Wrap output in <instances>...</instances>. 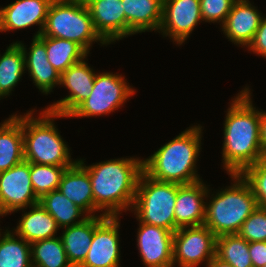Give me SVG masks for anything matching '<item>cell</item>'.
<instances>
[{
  "label": "cell",
  "instance_id": "1",
  "mask_svg": "<svg viewBox=\"0 0 266 267\" xmlns=\"http://www.w3.org/2000/svg\"><path fill=\"white\" fill-rule=\"evenodd\" d=\"M249 87L233 98L224 123L222 162L227 174L240 175L262 155L260 111L253 107Z\"/></svg>",
  "mask_w": 266,
  "mask_h": 267
},
{
  "label": "cell",
  "instance_id": "2",
  "mask_svg": "<svg viewBox=\"0 0 266 267\" xmlns=\"http://www.w3.org/2000/svg\"><path fill=\"white\" fill-rule=\"evenodd\" d=\"M94 198V212L103 210L104 216H119L121 211L132 210L141 173L143 159L118 158L86 166Z\"/></svg>",
  "mask_w": 266,
  "mask_h": 267
},
{
  "label": "cell",
  "instance_id": "3",
  "mask_svg": "<svg viewBox=\"0 0 266 267\" xmlns=\"http://www.w3.org/2000/svg\"><path fill=\"white\" fill-rule=\"evenodd\" d=\"M202 126H190L143 159V172L154 180L188 185L201 181L196 162L201 150Z\"/></svg>",
  "mask_w": 266,
  "mask_h": 267
},
{
  "label": "cell",
  "instance_id": "4",
  "mask_svg": "<svg viewBox=\"0 0 266 267\" xmlns=\"http://www.w3.org/2000/svg\"><path fill=\"white\" fill-rule=\"evenodd\" d=\"M33 111L21 115L24 160L36 164L73 166L78 160L71 159L70 148L53 120L68 116L43 110L38 118H34Z\"/></svg>",
  "mask_w": 266,
  "mask_h": 267
},
{
  "label": "cell",
  "instance_id": "5",
  "mask_svg": "<svg viewBox=\"0 0 266 267\" xmlns=\"http://www.w3.org/2000/svg\"><path fill=\"white\" fill-rule=\"evenodd\" d=\"M234 184L211 194L206 204L204 225L216 237L237 234L244 221L258 207L249 184L241 175H230Z\"/></svg>",
  "mask_w": 266,
  "mask_h": 267
},
{
  "label": "cell",
  "instance_id": "6",
  "mask_svg": "<svg viewBox=\"0 0 266 267\" xmlns=\"http://www.w3.org/2000/svg\"><path fill=\"white\" fill-rule=\"evenodd\" d=\"M79 44L87 53L93 42L107 43L95 31L84 0H53L41 35Z\"/></svg>",
  "mask_w": 266,
  "mask_h": 267
},
{
  "label": "cell",
  "instance_id": "7",
  "mask_svg": "<svg viewBox=\"0 0 266 267\" xmlns=\"http://www.w3.org/2000/svg\"><path fill=\"white\" fill-rule=\"evenodd\" d=\"M177 183L154 180L141 173L132 206L138 221L174 233Z\"/></svg>",
  "mask_w": 266,
  "mask_h": 267
},
{
  "label": "cell",
  "instance_id": "8",
  "mask_svg": "<svg viewBox=\"0 0 266 267\" xmlns=\"http://www.w3.org/2000/svg\"><path fill=\"white\" fill-rule=\"evenodd\" d=\"M122 75L97 73L90 95L68 117H91L109 114L120 108L135 91Z\"/></svg>",
  "mask_w": 266,
  "mask_h": 267
},
{
  "label": "cell",
  "instance_id": "9",
  "mask_svg": "<svg viewBox=\"0 0 266 267\" xmlns=\"http://www.w3.org/2000/svg\"><path fill=\"white\" fill-rule=\"evenodd\" d=\"M216 236L205 225L179 228L174 232L173 266L196 267L215 256Z\"/></svg>",
  "mask_w": 266,
  "mask_h": 267
},
{
  "label": "cell",
  "instance_id": "10",
  "mask_svg": "<svg viewBox=\"0 0 266 267\" xmlns=\"http://www.w3.org/2000/svg\"><path fill=\"white\" fill-rule=\"evenodd\" d=\"M39 202L30 178V163L23 160L0 172V213L6 215L25 210ZM25 208V209H24Z\"/></svg>",
  "mask_w": 266,
  "mask_h": 267
},
{
  "label": "cell",
  "instance_id": "11",
  "mask_svg": "<svg viewBox=\"0 0 266 267\" xmlns=\"http://www.w3.org/2000/svg\"><path fill=\"white\" fill-rule=\"evenodd\" d=\"M119 216H95L93 240L79 267H119Z\"/></svg>",
  "mask_w": 266,
  "mask_h": 267
},
{
  "label": "cell",
  "instance_id": "12",
  "mask_svg": "<svg viewBox=\"0 0 266 267\" xmlns=\"http://www.w3.org/2000/svg\"><path fill=\"white\" fill-rule=\"evenodd\" d=\"M202 21L199 0H163L159 31L181 45Z\"/></svg>",
  "mask_w": 266,
  "mask_h": 267
},
{
  "label": "cell",
  "instance_id": "13",
  "mask_svg": "<svg viewBox=\"0 0 266 267\" xmlns=\"http://www.w3.org/2000/svg\"><path fill=\"white\" fill-rule=\"evenodd\" d=\"M95 75L85 58L68 67L60 76V85L69 89L70 95L51 104L45 110L69 116L90 95Z\"/></svg>",
  "mask_w": 266,
  "mask_h": 267
},
{
  "label": "cell",
  "instance_id": "14",
  "mask_svg": "<svg viewBox=\"0 0 266 267\" xmlns=\"http://www.w3.org/2000/svg\"><path fill=\"white\" fill-rule=\"evenodd\" d=\"M174 233L139 222L137 246L146 267H173Z\"/></svg>",
  "mask_w": 266,
  "mask_h": 267
},
{
  "label": "cell",
  "instance_id": "15",
  "mask_svg": "<svg viewBox=\"0 0 266 267\" xmlns=\"http://www.w3.org/2000/svg\"><path fill=\"white\" fill-rule=\"evenodd\" d=\"M95 31L107 43L128 37V24L121 0H84Z\"/></svg>",
  "mask_w": 266,
  "mask_h": 267
},
{
  "label": "cell",
  "instance_id": "16",
  "mask_svg": "<svg viewBox=\"0 0 266 267\" xmlns=\"http://www.w3.org/2000/svg\"><path fill=\"white\" fill-rule=\"evenodd\" d=\"M203 181L193 184H177L174 208V232L183 227L204 225L206 203L203 200L210 194Z\"/></svg>",
  "mask_w": 266,
  "mask_h": 267
},
{
  "label": "cell",
  "instance_id": "17",
  "mask_svg": "<svg viewBox=\"0 0 266 267\" xmlns=\"http://www.w3.org/2000/svg\"><path fill=\"white\" fill-rule=\"evenodd\" d=\"M53 0H16L0 9V32L40 26L33 38L41 35Z\"/></svg>",
  "mask_w": 266,
  "mask_h": 267
},
{
  "label": "cell",
  "instance_id": "18",
  "mask_svg": "<svg viewBox=\"0 0 266 267\" xmlns=\"http://www.w3.org/2000/svg\"><path fill=\"white\" fill-rule=\"evenodd\" d=\"M249 0H236L222 27L225 36L234 44L248 47L263 18Z\"/></svg>",
  "mask_w": 266,
  "mask_h": 267
},
{
  "label": "cell",
  "instance_id": "19",
  "mask_svg": "<svg viewBox=\"0 0 266 267\" xmlns=\"http://www.w3.org/2000/svg\"><path fill=\"white\" fill-rule=\"evenodd\" d=\"M17 43L23 49L25 70H28L33 83L42 93L48 94L55 85H60L61 74L49 63L46 46L38 37L33 38L29 52L24 44Z\"/></svg>",
  "mask_w": 266,
  "mask_h": 267
},
{
  "label": "cell",
  "instance_id": "20",
  "mask_svg": "<svg viewBox=\"0 0 266 267\" xmlns=\"http://www.w3.org/2000/svg\"><path fill=\"white\" fill-rule=\"evenodd\" d=\"M58 191L82 209L87 216L94 213L92 184L88 171L77 161L64 171ZM93 214V215H92Z\"/></svg>",
  "mask_w": 266,
  "mask_h": 267
},
{
  "label": "cell",
  "instance_id": "21",
  "mask_svg": "<svg viewBox=\"0 0 266 267\" xmlns=\"http://www.w3.org/2000/svg\"><path fill=\"white\" fill-rule=\"evenodd\" d=\"M128 35L157 31L162 22L163 0H121Z\"/></svg>",
  "mask_w": 266,
  "mask_h": 267
},
{
  "label": "cell",
  "instance_id": "22",
  "mask_svg": "<svg viewBox=\"0 0 266 267\" xmlns=\"http://www.w3.org/2000/svg\"><path fill=\"white\" fill-rule=\"evenodd\" d=\"M29 209V212H25L21 216L18 226L16 229L14 228V234L30 244L38 240L55 237L60 228L45 208L38 202L31 205Z\"/></svg>",
  "mask_w": 266,
  "mask_h": 267
},
{
  "label": "cell",
  "instance_id": "23",
  "mask_svg": "<svg viewBox=\"0 0 266 267\" xmlns=\"http://www.w3.org/2000/svg\"><path fill=\"white\" fill-rule=\"evenodd\" d=\"M24 160L21 115H11L0 124V172Z\"/></svg>",
  "mask_w": 266,
  "mask_h": 267
},
{
  "label": "cell",
  "instance_id": "24",
  "mask_svg": "<svg viewBox=\"0 0 266 267\" xmlns=\"http://www.w3.org/2000/svg\"><path fill=\"white\" fill-rule=\"evenodd\" d=\"M95 230V216H88L82 223L66 227L59 236L68 261L72 267H79L90 249Z\"/></svg>",
  "mask_w": 266,
  "mask_h": 267
},
{
  "label": "cell",
  "instance_id": "25",
  "mask_svg": "<svg viewBox=\"0 0 266 267\" xmlns=\"http://www.w3.org/2000/svg\"><path fill=\"white\" fill-rule=\"evenodd\" d=\"M45 44L49 63L62 74L71 65L82 61L88 53L77 43L61 38L38 36Z\"/></svg>",
  "mask_w": 266,
  "mask_h": 267
},
{
  "label": "cell",
  "instance_id": "26",
  "mask_svg": "<svg viewBox=\"0 0 266 267\" xmlns=\"http://www.w3.org/2000/svg\"><path fill=\"white\" fill-rule=\"evenodd\" d=\"M39 203L56 220L58 227L62 229L82 223L88 217L82 209L58 190L44 194L39 199ZM78 217H81V219H78Z\"/></svg>",
  "mask_w": 266,
  "mask_h": 267
},
{
  "label": "cell",
  "instance_id": "27",
  "mask_svg": "<svg viewBox=\"0 0 266 267\" xmlns=\"http://www.w3.org/2000/svg\"><path fill=\"white\" fill-rule=\"evenodd\" d=\"M25 71V58L22 47L12 43L6 52L0 55V94L10 95Z\"/></svg>",
  "mask_w": 266,
  "mask_h": 267
},
{
  "label": "cell",
  "instance_id": "28",
  "mask_svg": "<svg viewBox=\"0 0 266 267\" xmlns=\"http://www.w3.org/2000/svg\"><path fill=\"white\" fill-rule=\"evenodd\" d=\"M30 245L32 267H72L60 237L38 240Z\"/></svg>",
  "mask_w": 266,
  "mask_h": 267
},
{
  "label": "cell",
  "instance_id": "29",
  "mask_svg": "<svg viewBox=\"0 0 266 267\" xmlns=\"http://www.w3.org/2000/svg\"><path fill=\"white\" fill-rule=\"evenodd\" d=\"M0 267H32L30 243L8 229L0 232Z\"/></svg>",
  "mask_w": 266,
  "mask_h": 267
},
{
  "label": "cell",
  "instance_id": "30",
  "mask_svg": "<svg viewBox=\"0 0 266 267\" xmlns=\"http://www.w3.org/2000/svg\"><path fill=\"white\" fill-rule=\"evenodd\" d=\"M215 256L233 267H253L249 253V242L238 234L216 237Z\"/></svg>",
  "mask_w": 266,
  "mask_h": 267
},
{
  "label": "cell",
  "instance_id": "31",
  "mask_svg": "<svg viewBox=\"0 0 266 267\" xmlns=\"http://www.w3.org/2000/svg\"><path fill=\"white\" fill-rule=\"evenodd\" d=\"M69 167L30 163V178L36 196L40 199L44 194L58 190L61 177Z\"/></svg>",
  "mask_w": 266,
  "mask_h": 267
},
{
  "label": "cell",
  "instance_id": "32",
  "mask_svg": "<svg viewBox=\"0 0 266 267\" xmlns=\"http://www.w3.org/2000/svg\"><path fill=\"white\" fill-rule=\"evenodd\" d=\"M240 175L251 187L257 206L266 208V157L260 158Z\"/></svg>",
  "mask_w": 266,
  "mask_h": 267
},
{
  "label": "cell",
  "instance_id": "33",
  "mask_svg": "<svg viewBox=\"0 0 266 267\" xmlns=\"http://www.w3.org/2000/svg\"><path fill=\"white\" fill-rule=\"evenodd\" d=\"M247 242L266 241V208L257 207L237 233Z\"/></svg>",
  "mask_w": 266,
  "mask_h": 267
},
{
  "label": "cell",
  "instance_id": "34",
  "mask_svg": "<svg viewBox=\"0 0 266 267\" xmlns=\"http://www.w3.org/2000/svg\"><path fill=\"white\" fill-rule=\"evenodd\" d=\"M202 21L225 23L236 0H199Z\"/></svg>",
  "mask_w": 266,
  "mask_h": 267
},
{
  "label": "cell",
  "instance_id": "35",
  "mask_svg": "<svg viewBox=\"0 0 266 267\" xmlns=\"http://www.w3.org/2000/svg\"><path fill=\"white\" fill-rule=\"evenodd\" d=\"M249 51L266 58V17L263 16L253 40L248 46Z\"/></svg>",
  "mask_w": 266,
  "mask_h": 267
},
{
  "label": "cell",
  "instance_id": "36",
  "mask_svg": "<svg viewBox=\"0 0 266 267\" xmlns=\"http://www.w3.org/2000/svg\"><path fill=\"white\" fill-rule=\"evenodd\" d=\"M249 253L253 267H263L266 264V241L249 242Z\"/></svg>",
  "mask_w": 266,
  "mask_h": 267
},
{
  "label": "cell",
  "instance_id": "37",
  "mask_svg": "<svg viewBox=\"0 0 266 267\" xmlns=\"http://www.w3.org/2000/svg\"><path fill=\"white\" fill-rule=\"evenodd\" d=\"M260 138L262 155L266 157V112L260 111Z\"/></svg>",
  "mask_w": 266,
  "mask_h": 267
},
{
  "label": "cell",
  "instance_id": "38",
  "mask_svg": "<svg viewBox=\"0 0 266 267\" xmlns=\"http://www.w3.org/2000/svg\"><path fill=\"white\" fill-rule=\"evenodd\" d=\"M206 267H233V266L214 256Z\"/></svg>",
  "mask_w": 266,
  "mask_h": 267
}]
</instances>
